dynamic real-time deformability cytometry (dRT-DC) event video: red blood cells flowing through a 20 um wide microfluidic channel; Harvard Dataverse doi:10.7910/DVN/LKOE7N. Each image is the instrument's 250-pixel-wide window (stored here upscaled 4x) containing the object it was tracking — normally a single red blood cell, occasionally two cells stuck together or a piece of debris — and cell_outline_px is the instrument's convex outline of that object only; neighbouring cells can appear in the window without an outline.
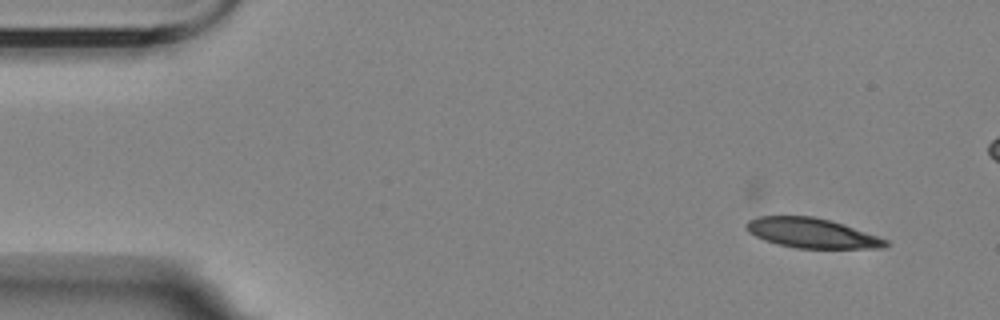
{"species": "Egyptian fruit bat (a non-hibernating species)", "species_latin": "Rousettus aegyptiacus", "temperature_condition": "room temperature", "stored_images_in_passage": 11, "camera_frame_rate_fps": 3000, "um_per_image_px": 0.085, "animal": {"sex": "female"}, "frame": {"image": 1, "passage_image": 3, "time_ms": 3.333, "image_size_px": [1000, 320], "cell_outline_px": [[888, 244], [884, 248], [796, 248], [764, 240], [748, 232], [744, 224], [748, 220], [760, 216], [812, 216], [844, 224], [888, 240]], "centroid_in_image_um": [68.98, 19.81], "position_along_channel_um": 16.0, "area_um2": 23.99}}
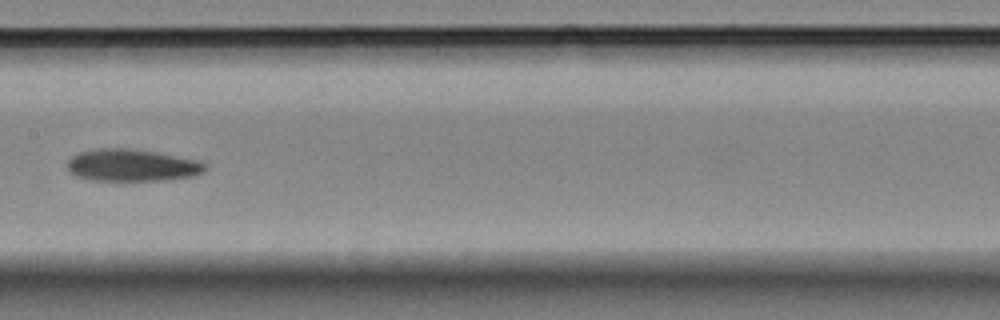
{"frame": {"image": 2, "passage_image": 10, "time_ms": 11.333, "image_size_px": [1000, 320], "cell_outline_px": [[208, 168], [204, 172], [196, 176], [164, 180], [92, 180], [76, 176], [68, 172], [68, 160], [72, 156], [80, 152], [96, 148], [128, 148], [156, 152], [200, 160], [208, 164]], "centroid_in_image_um": [11.27, 14.04], "position_along_channel_um": 196.1, "area_um2": 26.07}}
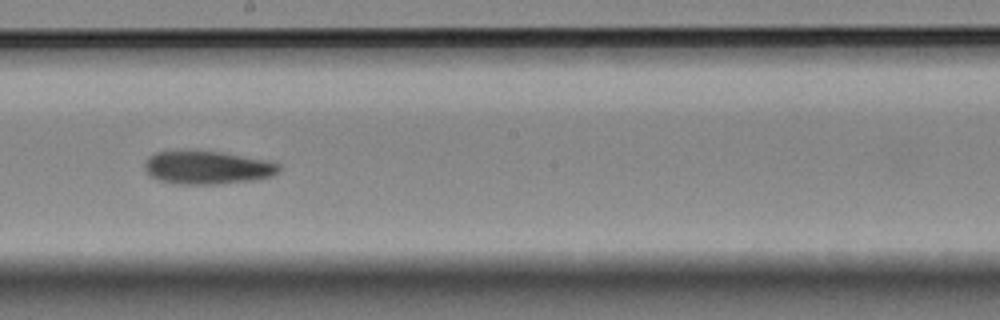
{"frame": {"image": 3, "passage_image": 11, "time_ms": 12.333, "image_size_px": [1000, 320], "cell_outline_px": [[280, 172], [272, 176], [252, 180], [220, 184], [176, 184], [160, 180], [148, 176], [144, 168], [144, 164], [148, 156], [156, 152], [220, 152], [272, 160], [280, 164]], "centroid_in_image_um": [17.66, 14.26], "position_along_channel_um": 230.5, "area_um2": 26.01}}